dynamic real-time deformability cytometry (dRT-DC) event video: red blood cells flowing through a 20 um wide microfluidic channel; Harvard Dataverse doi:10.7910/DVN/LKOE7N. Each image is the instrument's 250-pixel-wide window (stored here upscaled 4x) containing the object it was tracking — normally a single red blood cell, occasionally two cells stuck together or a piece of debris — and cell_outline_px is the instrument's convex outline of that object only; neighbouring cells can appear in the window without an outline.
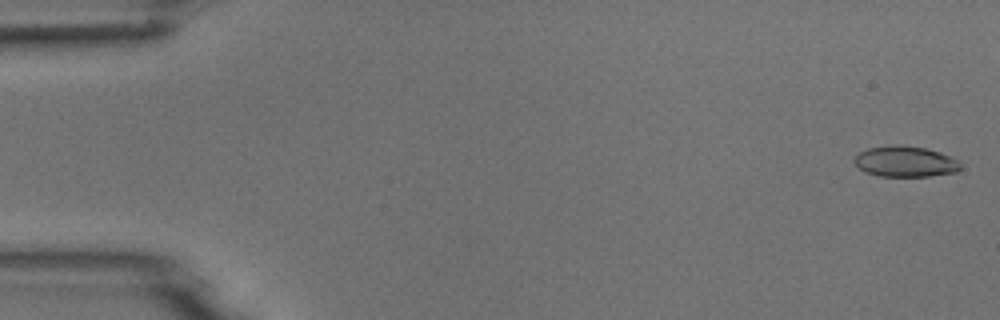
{"species": "common noctule bat (a hibernating species)", "species_latin": "Nyctalus noctula", "temperature_condition": "room temperature", "stored_images_in_passage": 5, "camera_frame_rate_fps": 3000, "um_per_image_px": 0.085, "animal": {"sex": "male", "body_mass_g": 18.8}, "frame": {"image": 1, "passage_image": 1, "time_ms": 0.0, "image_size_px": [1000, 320], "cell_outline_px": [[960, 168], [956, 172], [932, 176], [880, 176], [864, 172], [852, 160], [860, 152], [868, 148], [900, 144], [924, 148], [940, 152], [952, 156], [960, 164]], "centroid_in_image_um": [76.95, 13.73], "position_along_channel_um": 8.1, "area_um2": 19.02}}
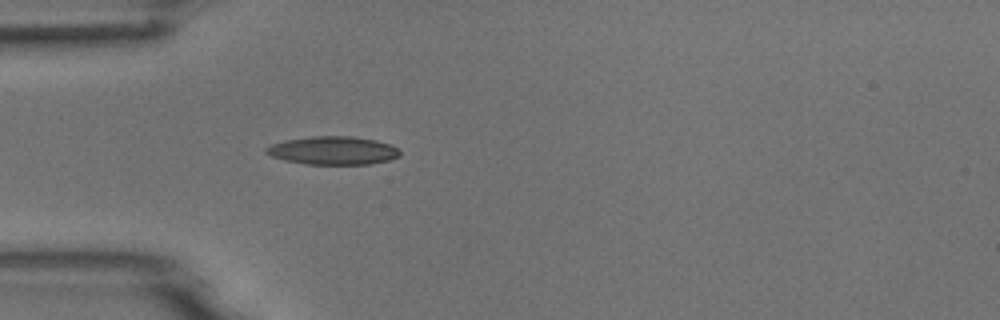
{"frame": {"image": 2, "passage_image": 5, "time_ms": 1.333, "image_size_px": [1000, 320], "cell_outline_px": [[400, 156], [388, 160], [372, 164], [304, 164], [284, 160], [272, 156], [264, 152], [264, 148], [272, 144], [284, 140], [312, 136], [352, 136], [376, 140], [392, 144], [400, 152]], "centroid_in_image_um": [28.3, 12.79], "position_along_channel_um": 56.7, "area_um2": 22.14}}